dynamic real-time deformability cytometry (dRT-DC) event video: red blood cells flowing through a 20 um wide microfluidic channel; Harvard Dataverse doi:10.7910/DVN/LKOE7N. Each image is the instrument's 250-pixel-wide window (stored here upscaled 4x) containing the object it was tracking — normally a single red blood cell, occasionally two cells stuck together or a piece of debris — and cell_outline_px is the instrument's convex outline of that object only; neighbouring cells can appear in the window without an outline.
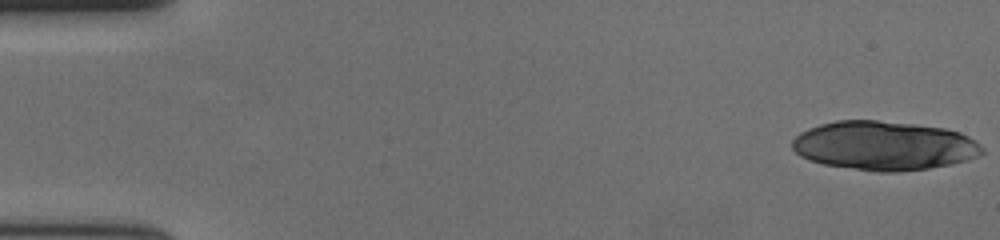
{"species": "human", "species_latin": "Homo sapiens", "temperature_condition": "cold", "stored_images_in_passage": 9, "camera_frame_rate_fps": 3000, "um_per_image_px": 0.085, "donor": {"sex": "female"}, "frame": {"image": 1, "passage_image": 1, "time_ms": 0.0, "image_size_px": [1000, 240], "cell_outline_px": [[984, 152], [968, 160], [952, 164], [928, 168], [900, 172], [876, 172], [824, 164], [808, 160], [800, 156], [792, 148], [792, 140], [800, 132], [808, 128], [820, 124], [836, 120], [876, 120], [912, 124], [944, 128], [968, 136], [980, 144], [984, 148]], "centroid_in_image_um": [75.12, 12.39], "position_along_channel_um": 9.9, "area_um2": 54.33}}